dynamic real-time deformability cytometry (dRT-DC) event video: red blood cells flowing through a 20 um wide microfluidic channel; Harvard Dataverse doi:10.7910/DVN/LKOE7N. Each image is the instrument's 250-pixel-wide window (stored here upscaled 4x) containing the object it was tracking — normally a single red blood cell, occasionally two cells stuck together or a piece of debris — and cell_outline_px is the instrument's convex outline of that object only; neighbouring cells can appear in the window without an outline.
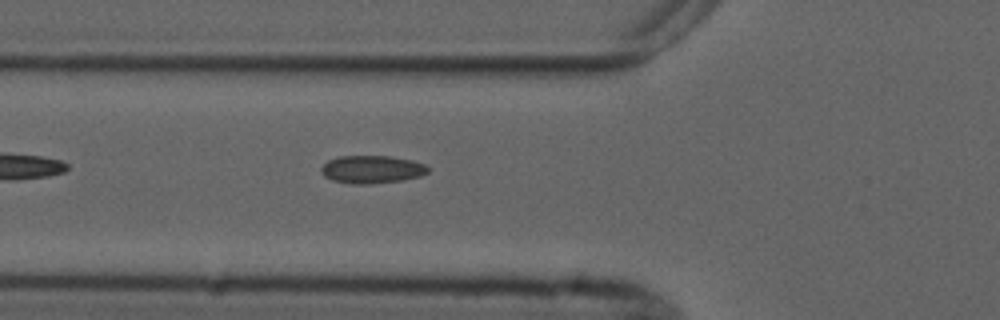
{"species": "common noctule bat (a hibernating species)", "species_latin": "Nyctalus noctula", "temperature_condition": "cold", "stored_images_in_passage": 4, "camera_frame_rate_fps": 3000, "um_per_image_px": 0.085, "animal": {"sex": "male", "forearm_length_mm": 52.5}, "frame": {"image": 1, "passage_image": 4, "time_ms": 3.667, "image_size_px": [1000, 320], "cell_outline_px": [[428, 172], [420, 176], [404, 180], [368, 184], [352, 184], [332, 180], [324, 176], [320, 172], [320, 168], [328, 160], [340, 156], [392, 156], [412, 160], [424, 164], [428, 168]], "centroid_in_image_um": [31.59, 14.4], "position_along_channel_um": 94.2, "area_um2": 17.4}}